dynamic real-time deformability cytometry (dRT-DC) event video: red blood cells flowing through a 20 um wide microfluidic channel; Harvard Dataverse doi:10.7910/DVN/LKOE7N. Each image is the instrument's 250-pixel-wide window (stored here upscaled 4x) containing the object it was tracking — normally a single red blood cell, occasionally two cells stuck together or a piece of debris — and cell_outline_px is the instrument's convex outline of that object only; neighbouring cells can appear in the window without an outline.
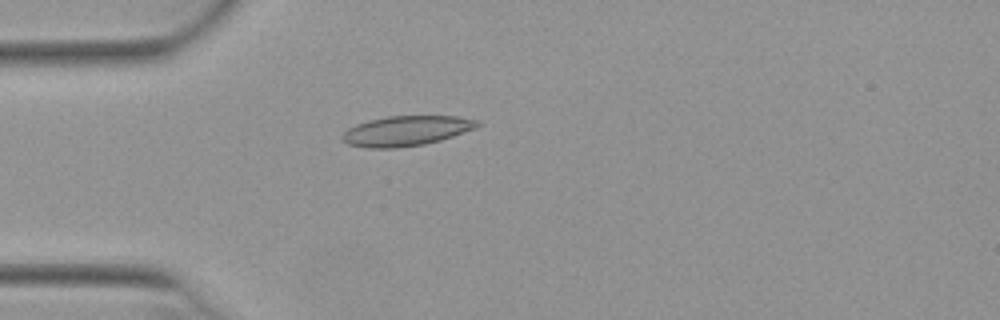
{"species": "Egyptian fruit bat (a non-hibernating species)", "species_latin": "Rousettus aegyptiacus", "temperature_condition": "warm", "stored_images_in_passage": 51, "camera_frame_rate_fps": 3000, "um_per_image_px": 0.085, "animal": {"sex": "female"}, "frame": {"image": 1, "passage_image": 14, "time_ms": 4.333, "image_size_px": [1000, 320], "cell_outline_px": [[480, 124], [476, 128], [440, 140], [424, 144], [396, 148], [368, 148], [348, 144], [340, 140], [340, 136], [348, 128], [356, 124], [368, 120], [388, 116], [456, 116], [480, 120]], "centroid_in_image_um": [34.5, 11.12], "position_along_channel_um": 50.5, "area_um2": 23.7}}
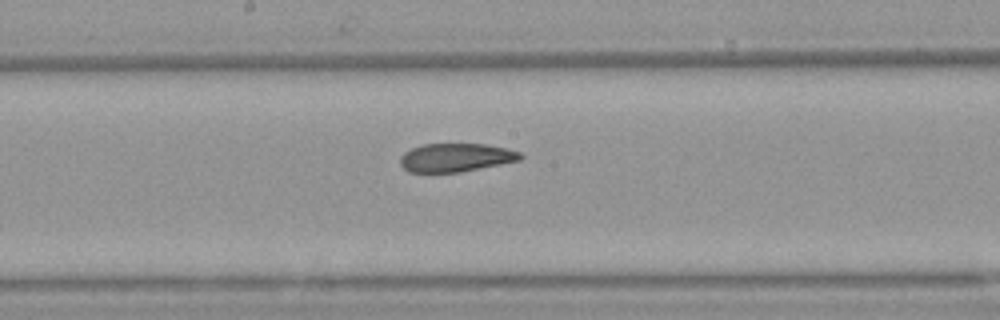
{"frame": {"image": 2, "passage_image": 27, "time_ms": 8.667, "image_size_px": [1000, 320], "cell_outline_px": [[524, 156], [520, 160], [460, 172], [408, 172], [400, 164], [400, 156], [404, 152], [420, 144], [484, 144], [504, 148], [520, 152]], "centroid_in_image_um": [38.71, 13.39], "position_along_channel_um": 209.5, "area_um2": 19.83}}
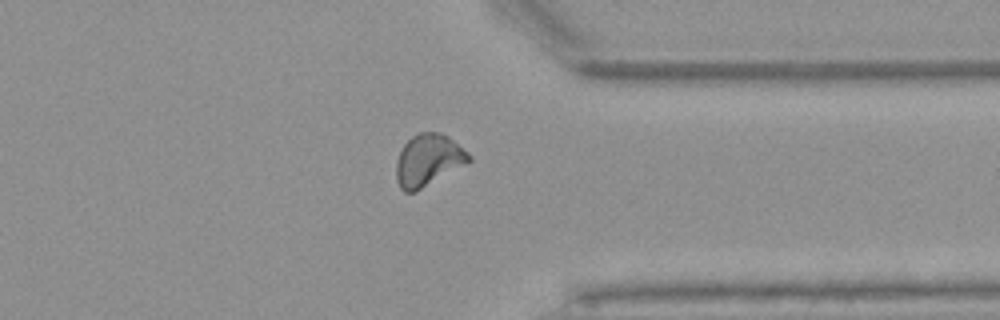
{"frame": {"image": 3, "passage_image": 40, "time_ms": 13.0, "image_size_px": [1000, 320], "cell_outline_px": [[472, 160], [416, 192], [404, 192], [400, 188], [396, 180], [396, 160], [404, 144], [416, 132], [440, 132], [448, 136], [468, 152], [472, 156]], "centroid_in_image_um": [36.38, 13.61], "position_along_channel_um": 375.0, "area_um2": 22.02}, "authors_computed_cell_mechanics": {"area_um2": 21.675, "velocity_mm_per_s": 3.9292, "shape_relaxation_time_tau1_ms": null, "shape_relaxation_time_tau2_ms": 3.2086, "deformation_change_tau1": null, "deformation_change_tau2": 0.0819}}